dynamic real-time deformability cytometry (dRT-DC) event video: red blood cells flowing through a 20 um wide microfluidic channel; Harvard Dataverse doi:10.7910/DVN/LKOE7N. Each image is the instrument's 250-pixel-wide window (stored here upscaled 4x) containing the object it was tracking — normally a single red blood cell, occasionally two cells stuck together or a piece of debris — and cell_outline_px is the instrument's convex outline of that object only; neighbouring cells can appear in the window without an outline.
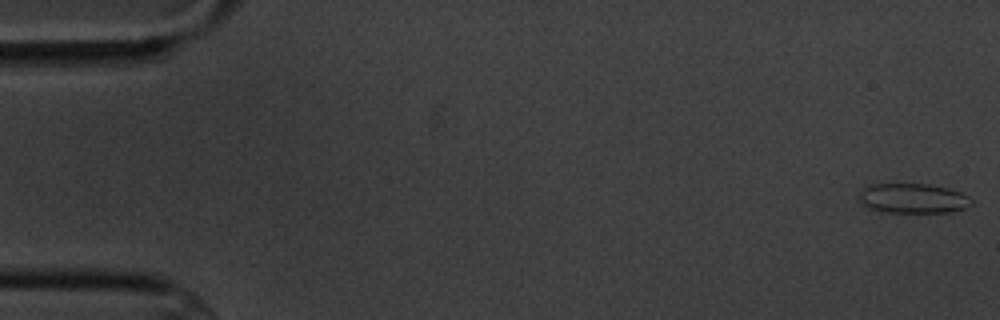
{"species": "common noctule bat (a hibernating species)", "species_latin": "Nyctalus noctula", "temperature_condition": "cold", "stored_images_in_passage": 4, "camera_frame_rate_fps": 3000, "um_per_image_px": 0.085, "animal": {"sex": "male", "body_mass_g": 20.1, "forearm_length_mm": 53.5}, "frame": {"image": 1, "passage_image": 1, "time_ms": 0.0, "image_size_px": [1000, 320], "cell_outline_px": [[972, 204], [964, 208], [952, 212], [876, 212], [864, 208], [860, 200], [860, 192], [864, 188], [872, 184], [928, 184], [948, 188], [960, 192], [968, 196], [972, 200]], "centroid_in_image_um": [77.57, 16.87], "position_along_channel_um": 7.4, "area_um2": 19.65}}